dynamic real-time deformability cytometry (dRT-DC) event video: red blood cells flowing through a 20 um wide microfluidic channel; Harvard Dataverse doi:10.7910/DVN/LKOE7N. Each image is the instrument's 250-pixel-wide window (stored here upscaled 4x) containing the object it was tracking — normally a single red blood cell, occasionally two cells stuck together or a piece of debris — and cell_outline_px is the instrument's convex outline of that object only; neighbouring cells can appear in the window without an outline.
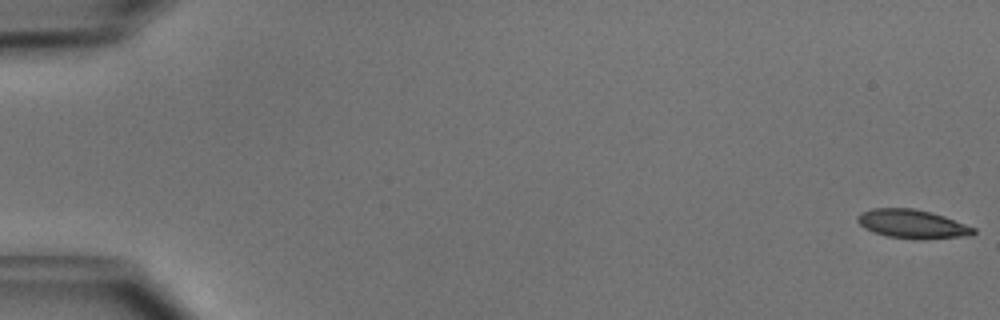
{"species": "common noctule bat (a hibernating species)", "species_latin": "Nyctalus noctula", "temperature_condition": "cold", "stored_images_in_passage": 51, "camera_frame_rate_fps": 3000, "um_per_image_px": 0.085, "animal": {"sex": "male", "body_mass_g": 15.6}, "frame": {"image": 1, "passage_image": 1, "time_ms": 0.0, "image_size_px": [1000, 320], "cell_outline_px": [[976, 232], [968, 236], [920, 240], [888, 236], [872, 232], [864, 228], [856, 220], [856, 216], [860, 212], [872, 208], [912, 208], [944, 216], [976, 228]], "centroid_in_image_um": [77.52, 19.04], "position_along_channel_um": 7.5, "area_um2": 19.54}}
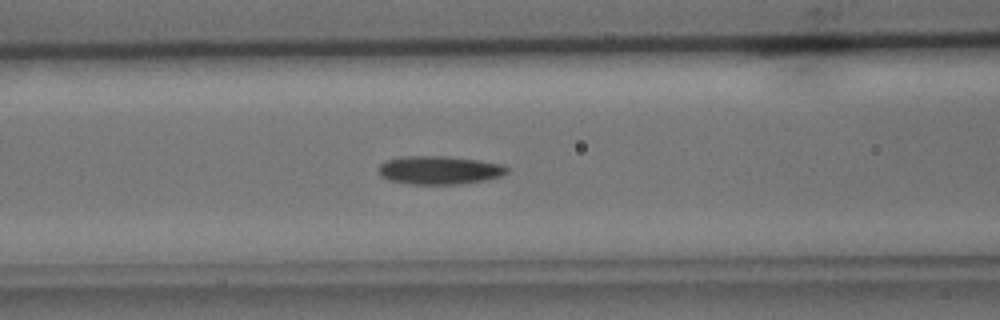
{"frame": {"image": 2, "passage_image": 22, "time_ms": 7.0, "image_size_px": [1000, 320], "cell_outline_px": [[508, 172], [504, 176], [488, 180], [456, 184], [408, 184], [388, 180], [380, 176], [380, 164], [384, 160], [400, 156], [448, 156], [480, 160], [504, 164], [508, 168]], "centroid_in_image_um": [37.38, 14.45], "position_along_channel_um": 129.2, "area_um2": 21.62}}
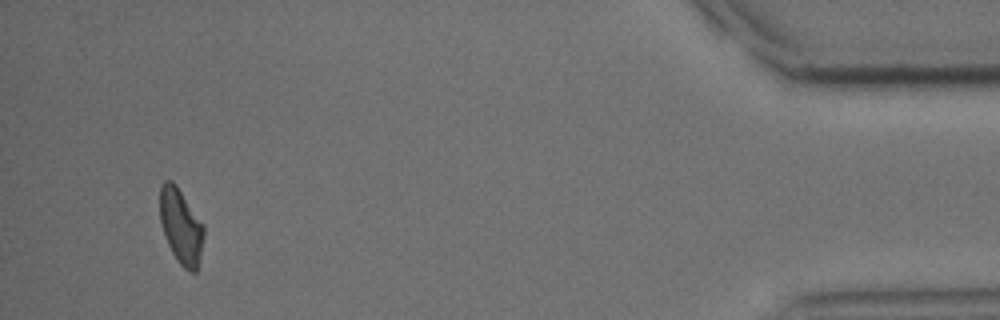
{"frame": {"image": 3, "passage_image": 49, "time_ms": 16.0, "image_size_px": [1000, 320], "cell_outline_px": [[204, 236], [196, 272], [192, 272], [184, 268], [176, 260], [168, 244], [160, 220], [160, 184], [164, 180], [172, 180], [176, 184], [204, 224]], "centroid_in_image_um": [15.38, 19.2], "position_along_channel_um": 419.8, "area_um2": 19.19}, "authors_computed_cell_mechanics": {"area_um2": 19.8832, "velocity_mm_per_s": 3.9754, "shape_relaxation_time_tau1_ms": 4.6729, "shape_relaxation_time_tau2_ms": 6.0161, "deformation_change_tau1": 0.1343, "deformation_change_tau2": 0.135}}